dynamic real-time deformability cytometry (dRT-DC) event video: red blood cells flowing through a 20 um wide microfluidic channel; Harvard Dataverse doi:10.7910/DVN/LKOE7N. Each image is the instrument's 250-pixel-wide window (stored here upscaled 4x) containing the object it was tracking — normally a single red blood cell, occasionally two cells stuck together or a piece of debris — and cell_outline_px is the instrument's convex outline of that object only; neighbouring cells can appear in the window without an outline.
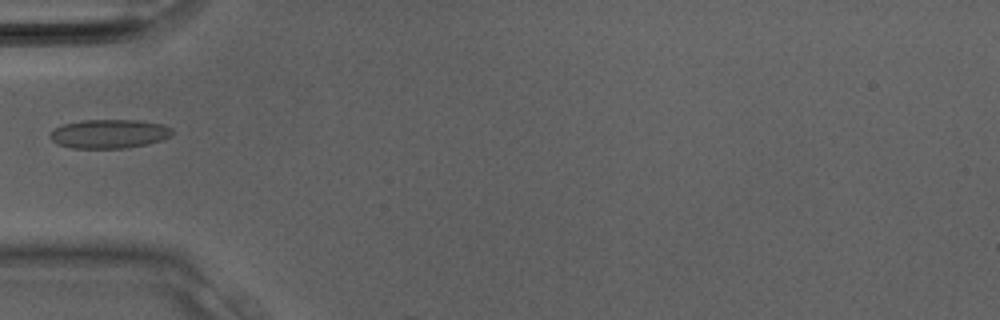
{"species": "Egyptian fruit bat (a non-hibernating species)", "species_latin": "Rousettus aegyptiacus", "temperature_condition": "room temperature", "stored_images_in_passage": 2, "camera_frame_rate_fps": 3000, "um_per_image_px": 0.085, "animal": {"sex": "male"}, "frame": {"image": 1, "passage_image": 1, "time_ms": 0.0, "image_size_px": [1000, 320], "cell_outline_px": [[172, 132], [168, 136], [160, 140], [148, 144], [124, 148], [72, 148], [56, 144], [48, 136], [56, 128], [64, 124], [84, 120], [140, 120], [160, 124], [172, 128]], "centroid_in_image_um": [9.25, 11.38], "position_along_channel_um": 75.7, "area_um2": 20.4}}